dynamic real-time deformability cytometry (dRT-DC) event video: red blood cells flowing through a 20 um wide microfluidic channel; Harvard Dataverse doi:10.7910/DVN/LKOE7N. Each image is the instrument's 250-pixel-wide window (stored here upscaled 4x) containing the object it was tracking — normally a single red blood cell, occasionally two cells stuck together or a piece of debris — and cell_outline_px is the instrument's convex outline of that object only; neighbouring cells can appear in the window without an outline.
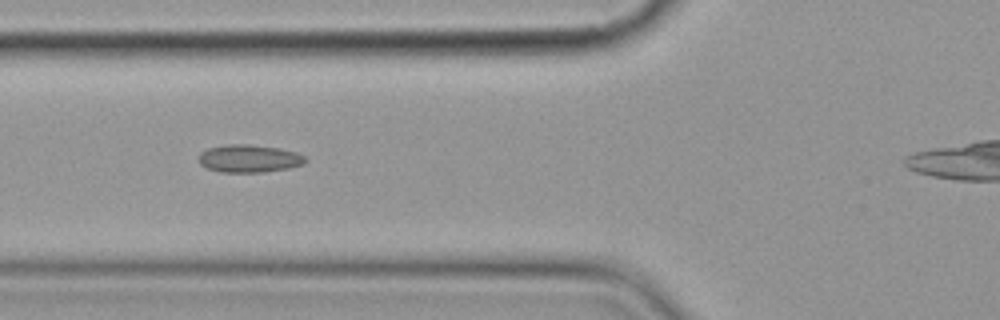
{"species": "common noctule bat (a hibernating species)", "species_latin": "Nyctalus noctula", "temperature_condition": "cold", "stored_images_in_passage": 10, "camera_frame_rate_fps": 3000, "um_per_image_px": 0.085, "animal": {"sex": "female", "body_mass_g": 19.9}, "frame": {"image": 1, "passage_image": 4, "time_ms": 3.667, "image_size_px": [1000, 320], "cell_outline_px": [[308, 160], [304, 164], [288, 168], [264, 172], [220, 172], [208, 168], [200, 164], [196, 156], [200, 152], [208, 148], [224, 144], [248, 144], [276, 148], [296, 152], [304, 156]], "centroid_in_image_um": [21.13, 13.47], "position_along_channel_um": 104.7, "area_um2": 17.34}}
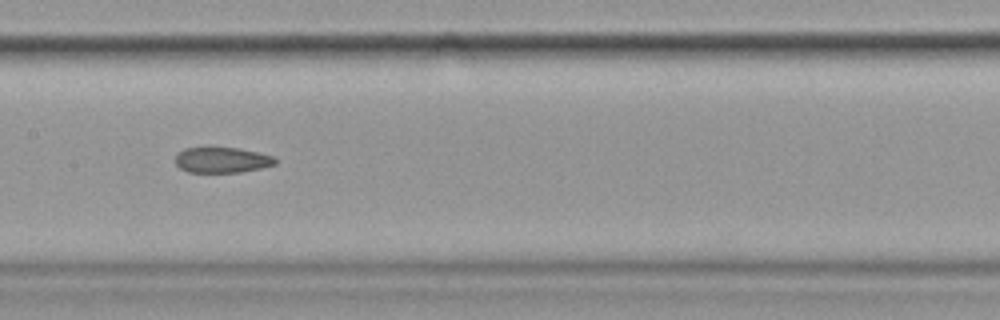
{"frame": {"image": 2, "passage_image": 6, "time_ms": 6.0, "image_size_px": [1000, 320], "cell_outline_px": [[276, 164], [260, 168], [240, 172], [188, 172], [180, 168], [176, 164], [176, 156], [184, 148], [240, 148], [272, 156], [276, 160]], "centroid_in_image_um": [18.86, 13.6], "position_along_channel_um": 188.5, "area_um2": 14.62}}
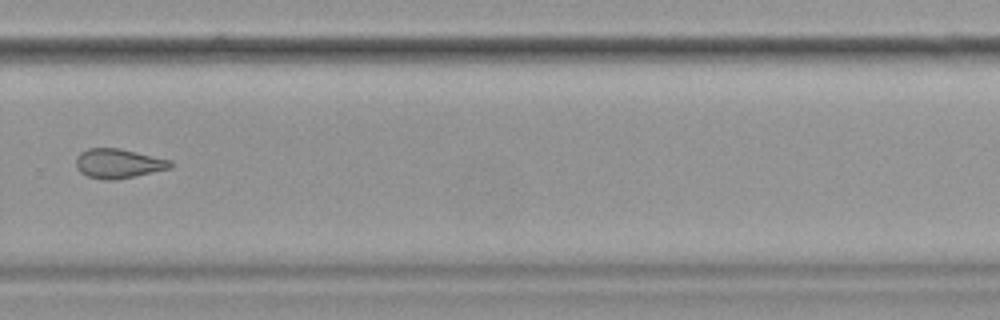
{"frame": {"image": 3, "passage_image": 9, "time_ms": 9.667, "image_size_px": [1000, 320], "cell_outline_px": [[172, 168], [112, 180], [104, 180], [88, 176], [80, 172], [76, 168], [76, 156], [80, 152], [88, 148], [120, 148], [172, 160]], "centroid_in_image_um": [10.04, 13.88], "position_along_channel_um": 319.8, "area_um2": 16.18}}